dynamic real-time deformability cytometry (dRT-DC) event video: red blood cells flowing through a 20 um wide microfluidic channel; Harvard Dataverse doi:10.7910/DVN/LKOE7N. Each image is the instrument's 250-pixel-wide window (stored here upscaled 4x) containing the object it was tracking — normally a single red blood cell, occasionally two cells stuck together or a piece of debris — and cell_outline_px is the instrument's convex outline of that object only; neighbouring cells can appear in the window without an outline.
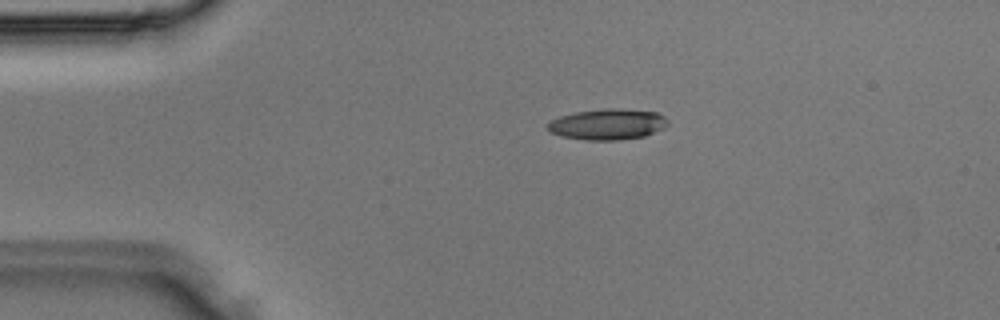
{"species": "Egyptian fruit bat (a non-hibernating species)", "species_latin": "Rousettus aegyptiacus", "temperature_condition": "room temperature", "stored_images_in_passage": 3, "camera_frame_rate_fps": 3000, "um_per_image_px": 0.085, "animal": {"sex": "male"}, "frame": {"image": 1, "passage_image": 1, "time_ms": 0.0, "image_size_px": [1000, 320], "cell_outline_px": [[668, 124], [664, 128], [644, 136], [616, 140], [588, 140], [564, 136], [548, 132], [548, 124], [552, 120], [560, 116], [576, 112], [604, 108], [620, 108], [656, 112], [664, 116], [668, 120]], "centroid_in_image_um": [51.67, 10.55], "position_along_channel_um": 33.3, "area_um2": 21.5}}